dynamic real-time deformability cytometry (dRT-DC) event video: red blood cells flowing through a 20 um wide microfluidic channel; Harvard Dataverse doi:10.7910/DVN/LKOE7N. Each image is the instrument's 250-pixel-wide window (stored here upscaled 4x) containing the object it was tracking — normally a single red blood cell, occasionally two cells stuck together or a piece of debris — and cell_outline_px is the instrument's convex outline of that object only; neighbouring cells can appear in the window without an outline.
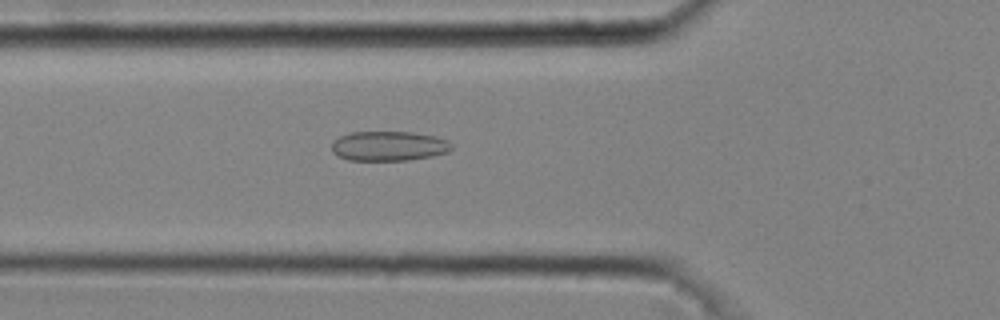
{"species": "common noctule bat (a hibernating species)", "species_latin": "Nyctalus noctula", "temperature_condition": "cold", "stored_images_in_passage": 33, "camera_frame_rate_fps": 3000, "um_per_image_px": 0.085, "animal": {"sex": "male", "body_mass_g": 20.4}, "frame": {"image": 1, "passage_image": 6, "time_ms": 1.667, "image_size_px": [1000, 320], "cell_outline_px": [[452, 148], [448, 152], [432, 156], [408, 160], [348, 160], [332, 152], [332, 140], [340, 136], [352, 132], [412, 132], [436, 136], [448, 140], [452, 144]], "centroid_in_image_um": [33.06, 12.41], "position_along_channel_um": 92.7, "area_um2": 20.81}}
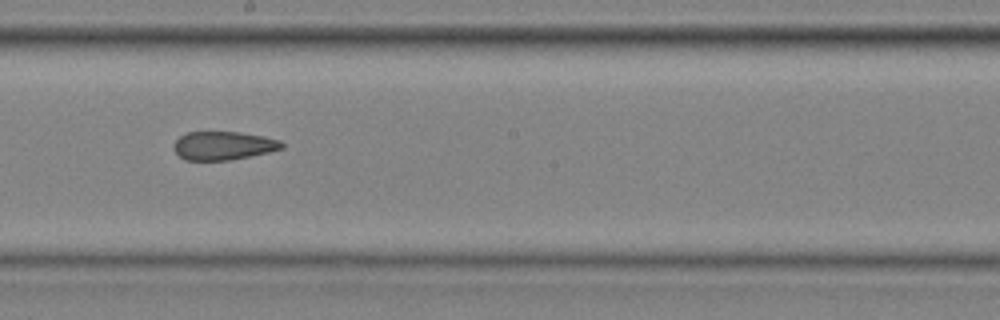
{"frame": {"image": 2, "passage_image": 16, "time_ms": 5.0, "image_size_px": [1000, 320], "cell_outline_px": [[284, 148], [268, 152], [228, 160], [184, 160], [172, 148], [176, 140], [180, 136], [188, 132], [240, 132], [264, 136], [280, 140], [284, 144]], "centroid_in_image_um": [18.98, 12.37], "position_along_channel_um": 229.2, "area_um2": 17.86}}
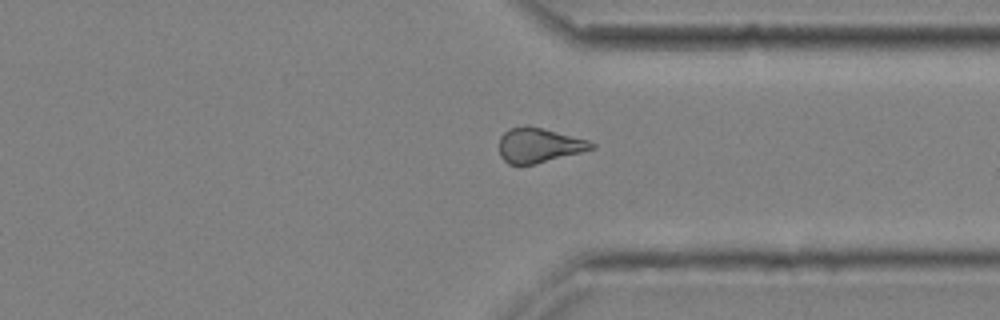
{"frame": {"image": 3, "passage_image": 26, "time_ms": 8.333, "image_size_px": [1000, 320], "cell_outline_px": [[596, 148], [536, 164], [508, 164], [500, 156], [500, 136], [508, 128], [528, 124], [588, 140], [596, 144]], "centroid_in_image_um": [45.8, 12.33], "position_along_channel_um": 365.6, "area_um2": 18.79}, "authors_computed_cell_mechanics": {"area_um2": 19.074, "velocity_mm_per_s": 4.0877, "shape_relaxation_time_tau1_ms": null, "shape_relaxation_time_tau2_ms": 2.7462, "deformation_change_tau1": null, "deformation_change_tau2": 0.0923}}